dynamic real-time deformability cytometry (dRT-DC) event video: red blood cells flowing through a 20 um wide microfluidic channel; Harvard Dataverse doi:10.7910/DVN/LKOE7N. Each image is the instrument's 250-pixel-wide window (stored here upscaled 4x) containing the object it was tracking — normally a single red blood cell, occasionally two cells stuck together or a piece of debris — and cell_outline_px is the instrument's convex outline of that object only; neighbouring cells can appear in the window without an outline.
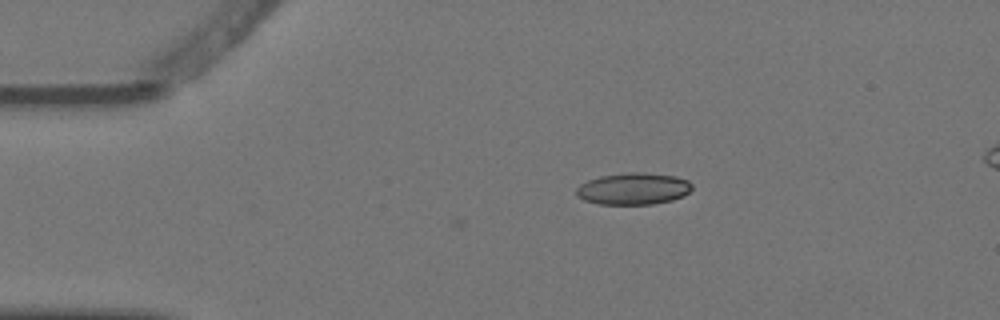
{"species": "Egyptian fruit bat (a non-hibernating species)", "species_latin": "Rousettus aegyptiacus", "temperature_condition": "warm", "stored_images_in_passage": 4, "camera_frame_rate_fps": 3000, "um_per_image_px": 0.085, "animal": {"sex": "female"}, "frame": {"image": 1, "passage_image": 4, "time_ms": 1.0, "image_size_px": [1000, 320], "cell_outline_px": [[692, 188], [684, 196], [672, 200], [652, 204], [600, 204], [584, 200], [576, 196], [576, 188], [580, 184], [588, 180], [600, 176], [628, 172], [644, 172], [676, 176], [688, 180], [692, 184]], "centroid_in_image_um": [53.83, 16.03], "position_along_channel_um": 31.2, "area_um2": 21.56}}